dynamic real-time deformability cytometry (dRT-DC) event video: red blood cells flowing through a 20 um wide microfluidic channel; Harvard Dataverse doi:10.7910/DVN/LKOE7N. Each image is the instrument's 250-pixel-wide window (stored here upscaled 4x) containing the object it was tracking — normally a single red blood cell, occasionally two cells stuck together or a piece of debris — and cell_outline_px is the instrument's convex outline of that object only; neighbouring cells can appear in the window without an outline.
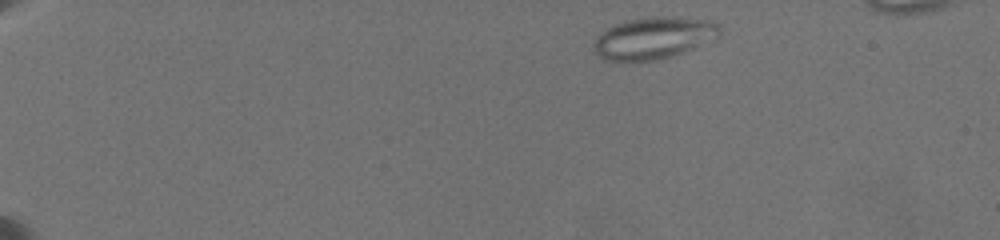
{"species": "common noctule bat (a hibernating species)", "species_latin": "Nyctalus noctula", "temperature_condition": "warm", "stored_images_in_passage": 42, "camera_frame_rate_fps": 3000, "um_per_image_px": 0.085, "animal": {"sex": "female", "body_mass_g": 19.5, "forearm_length_mm": 54.1}, "frame": {"image": 1, "passage_image": 3, "time_ms": 1.0, "image_size_px": [1000, 240], "cell_outline_px": [[720, 36], [680, 52], [656, 60], [612, 60], [600, 56], [596, 52], [596, 40], [600, 32], [624, 20], [656, 16], [672, 16], [708, 20], [720, 24]], "centroid_in_image_um": [55.59, 3.18], "position_along_channel_um": 29.4, "area_um2": 29.94}}
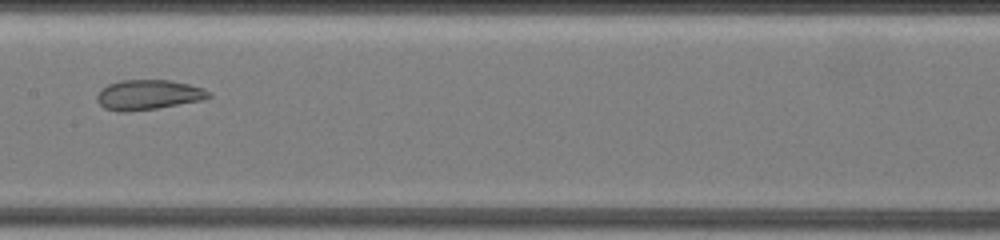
{"frame": {"image": 2, "passage_image": 19, "time_ms": 9.0, "image_size_px": [1000, 240], "cell_outline_px": [[212, 96], [204, 100], [156, 108], [124, 112], [120, 112], [104, 108], [96, 100], [96, 96], [100, 88], [108, 84], [120, 80], [172, 80], [204, 88]], "centroid_in_image_um": [12.58, 8.05], "position_along_channel_um": 194.8, "area_um2": 19.59}}
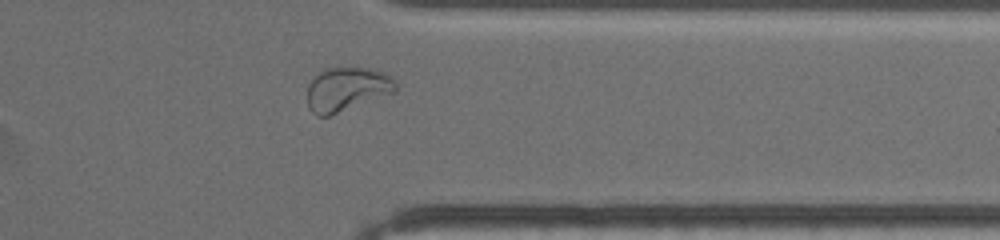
{"frame": {"image": 3, "passage_image": 33, "time_ms": 14.333, "image_size_px": [1000, 240], "cell_outline_px": [[400, 84], [396, 92], [328, 116], [316, 116], [308, 108], [308, 84], [324, 68], [372, 68], [384, 72], [392, 76]], "centroid_in_image_um": [29.54, 7.57], "position_along_channel_um": 381.9, "area_um2": 22.83}, "authors_computed_cell_mechanics": {"area_um2": 25.1719, "velocity_mm_per_s": 3.5289, "shape_relaxation_time_tau1_ms": null, "shape_relaxation_time_tau2_ms": 1.5073, "deformation_change_tau1": null, "deformation_change_tau2": 0.0765}}